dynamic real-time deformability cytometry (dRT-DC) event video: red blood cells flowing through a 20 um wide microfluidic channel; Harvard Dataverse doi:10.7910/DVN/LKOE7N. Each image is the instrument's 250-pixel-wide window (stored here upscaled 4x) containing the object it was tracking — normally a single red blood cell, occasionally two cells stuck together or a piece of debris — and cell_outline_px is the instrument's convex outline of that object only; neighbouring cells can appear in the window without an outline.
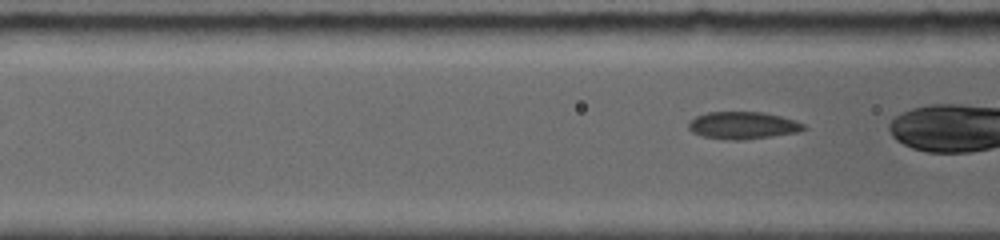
{"species": "common noctule bat (a hibernating species)", "species_latin": "Nyctalus noctula", "temperature_condition": "room temperature", "stored_images_in_passage": 34, "camera_frame_rate_fps": 5000, "um_per_image_px": 0.085, "animal": {"sex": "female", "body_mass_g": 19.0, "forearm_length_mm": 56.7}, "frame": {"image": 1, "passage_image": 5, "time_ms": 0.8, "image_size_px": [1000, 240], "cell_outline_px": [[808, 128], [800, 132], [744, 140], [728, 140], [704, 136], [692, 132], [688, 128], [688, 124], [696, 116], [708, 112], [764, 112], [796, 120], [804, 124]], "centroid_in_image_um": [63.19, 10.66], "position_along_channel_um": 103.4, "area_um2": 18.38}}
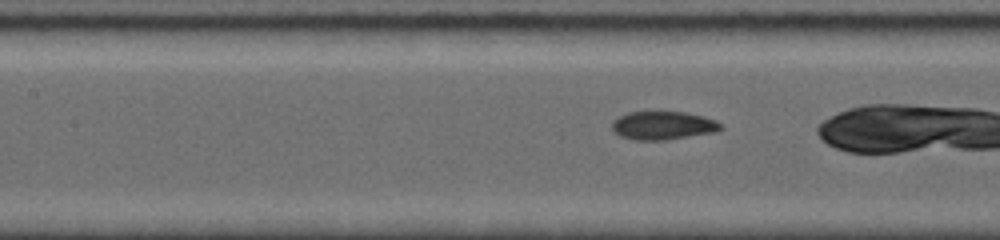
{"frame": {"image": 2, "passage_image": 12, "time_ms": 2.0, "image_size_px": [1000, 240], "cell_outline_px": [[724, 128], [716, 132], [668, 140], [632, 140], [620, 136], [612, 132], [612, 120], [628, 112], [684, 112], [704, 116], [716, 120], [724, 124]], "centroid_in_image_um": [56.38, 10.68], "position_along_channel_um": 151.0, "area_um2": 18.32}}